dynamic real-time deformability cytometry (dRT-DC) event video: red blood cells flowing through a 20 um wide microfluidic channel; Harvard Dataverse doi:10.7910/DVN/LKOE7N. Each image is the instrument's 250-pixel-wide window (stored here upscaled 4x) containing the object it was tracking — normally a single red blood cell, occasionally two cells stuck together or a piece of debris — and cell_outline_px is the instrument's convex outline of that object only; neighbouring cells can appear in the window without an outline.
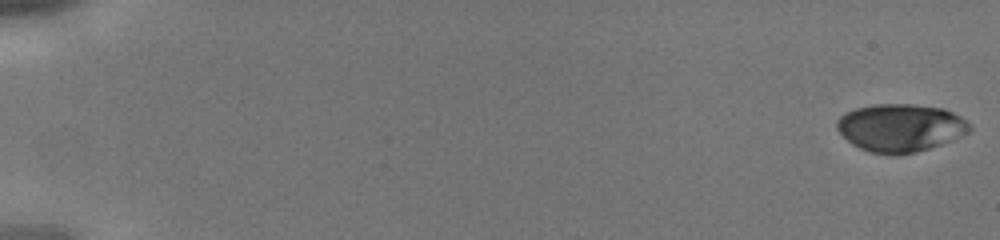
{"species": "human", "species_latin": "Homo sapiens", "temperature_condition": "cold", "stored_images_in_passage": 34, "camera_frame_rate_fps": 3000, "um_per_image_px": 0.085, "donor": {"sex": "male"}, "frame": {"image": 1, "passage_image": 1, "time_ms": 0.0, "image_size_px": [1000, 240], "cell_outline_px": [[972, 128], [968, 132], [952, 140], [916, 152], [896, 156], [868, 152], [852, 144], [836, 128], [836, 120], [844, 112], [856, 108], [872, 104], [912, 104], [944, 108], [968, 120], [972, 124]], "centroid_in_image_um": [76.53, 10.86], "position_along_channel_um": 8.5, "area_um2": 37.34}}
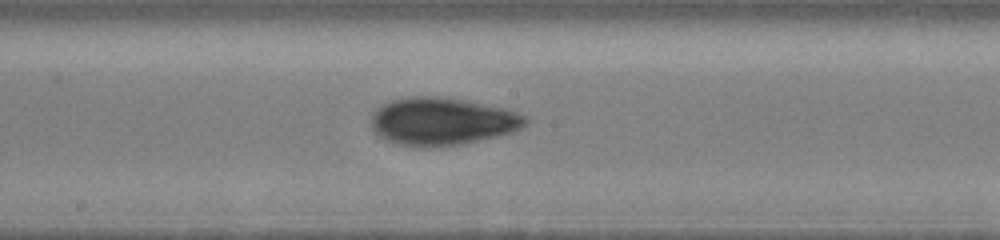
{"frame": {"image": 2, "passage_image": 20, "time_ms": 6.333, "image_size_px": [1000, 240], "cell_outline_px": [[528, 124], [512, 132], [500, 136], [460, 144], [424, 148], [420, 148], [400, 144], [388, 140], [380, 136], [372, 128], [372, 112], [376, 108], [392, 100], [408, 96], [444, 96], [504, 108], [528, 116]], "centroid_in_image_um": [37.6, 10.31], "position_along_channel_um": 210.6, "area_um2": 43.0}}
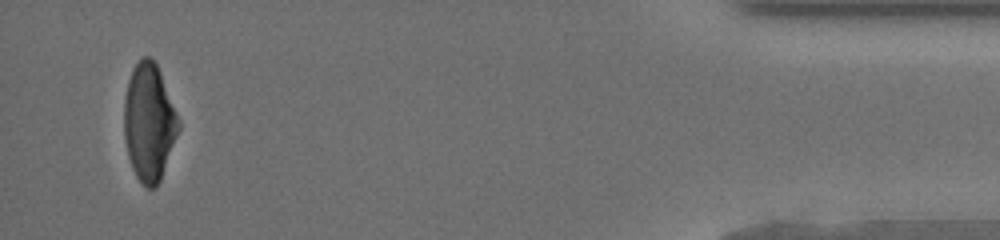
{"frame": {"image": 3, "passage_image": 34, "time_ms": 11.0, "image_size_px": [1000, 240], "cell_outline_px": [[180, 128], [160, 180], [156, 188], [148, 188], [136, 176], [132, 168], [128, 156], [124, 136], [124, 100], [128, 80], [132, 68], [144, 56], [148, 56], [156, 64], [160, 72], [180, 120]], "centroid_in_image_um": [12.67, 10.4], "position_along_channel_um": 422.5, "area_um2": 37.05}}